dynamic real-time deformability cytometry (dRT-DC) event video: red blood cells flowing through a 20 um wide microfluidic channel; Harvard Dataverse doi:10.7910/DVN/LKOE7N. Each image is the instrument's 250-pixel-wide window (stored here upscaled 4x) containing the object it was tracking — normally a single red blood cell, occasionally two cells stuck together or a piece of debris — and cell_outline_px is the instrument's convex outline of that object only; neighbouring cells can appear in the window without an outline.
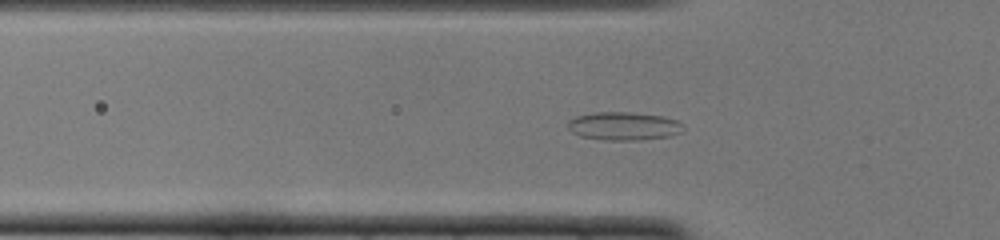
{"species": "common noctule bat (a hibernating species)", "species_latin": "Nyctalus noctula", "temperature_condition": "cold", "stored_images_in_passage": 49, "camera_frame_rate_fps": 3000, "um_per_image_px": 0.085, "animal": {"sex": "female", "body_mass_g": 22.0, "forearm_length_mm": 56.7}, "frame": {"image": 1, "passage_image": 15, "time_ms": 4.667, "image_size_px": [1000, 240], "cell_outline_px": [[684, 128], [680, 132], [668, 136], [640, 140], [604, 140], [580, 136], [572, 132], [568, 128], [568, 120], [576, 116], [596, 112], [628, 112], [664, 116], [676, 120], [684, 124]], "centroid_in_image_um": [53.01, 10.71], "position_along_channel_um": 72.8, "area_um2": 19.02}}
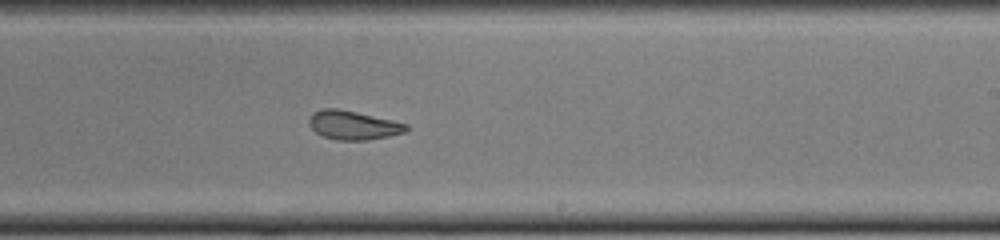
{"frame": {"image": 2, "passage_image": 29, "time_ms": 9.333, "image_size_px": [1000, 240], "cell_outline_px": [[408, 128], [404, 132], [388, 136], [368, 140], [336, 140], [324, 136], [316, 132], [308, 124], [308, 120], [312, 112], [320, 108], [340, 108], [392, 120], [408, 124]], "centroid_in_image_um": [29.98, 10.62], "position_along_channel_um": 259.0, "area_um2": 16.42}}
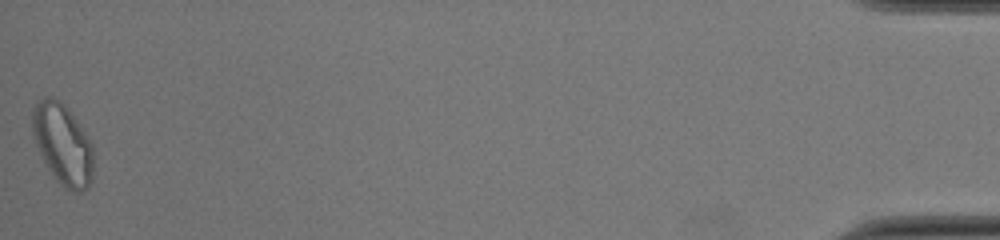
{"frame": {"image": 3, "passage_image": 49, "time_ms": 16.0, "image_size_px": [1000, 240], "cell_outline_px": [[92, 176], [88, 188], [80, 192], [72, 192], [64, 188], [56, 180], [48, 168], [32, 136], [32, 108], [44, 96], [52, 96], [60, 100], [64, 104], [88, 136], [92, 144]], "centroid_in_image_um": [5.32, 12.25], "position_along_channel_um": 429.9, "area_um2": 28.73}, "authors_computed_cell_mechanics": {"area_um2": 18.8428, "velocity_mm_per_s": 3.991, "shape_relaxation_time_tau1_ms": null, "shape_relaxation_time_tau2_ms": 2.1525, "deformation_change_tau1": null, "deformation_change_tau2": 0.0798}}